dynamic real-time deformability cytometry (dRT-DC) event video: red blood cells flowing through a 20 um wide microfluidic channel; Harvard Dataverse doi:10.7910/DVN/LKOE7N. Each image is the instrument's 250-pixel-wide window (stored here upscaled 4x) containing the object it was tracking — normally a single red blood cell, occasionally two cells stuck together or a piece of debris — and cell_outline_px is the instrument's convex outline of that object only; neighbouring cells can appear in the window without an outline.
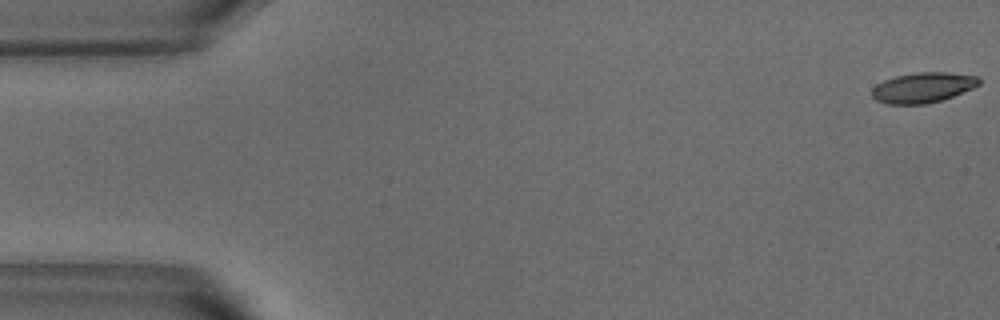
{"species": "common noctule bat (a hibernating species)", "species_latin": "Nyctalus noctula", "temperature_condition": "warm", "stored_images_in_passage": 16, "camera_frame_rate_fps": 3000, "um_per_image_px": 0.085, "animal": {"sex": "male", "body_mass_g": 18.8}, "frame": {"image": 1, "passage_image": 1, "time_ms": 0.0, "image_size_px": [1000, 320], "cell_outline_px": [[980, 84], [972, 88], [952, 96], [940, 100], [924, 104], [888, 104], [876, 100], [872, 96], [872, 88], [876, 84], [884, 80], [896, 76], [916, 72], [948, 72], [980, 76]], "centroid_in_image_um": [78.45, 7.43], "position_along_channel_um": 6.6, "area_um2": 18.84}}
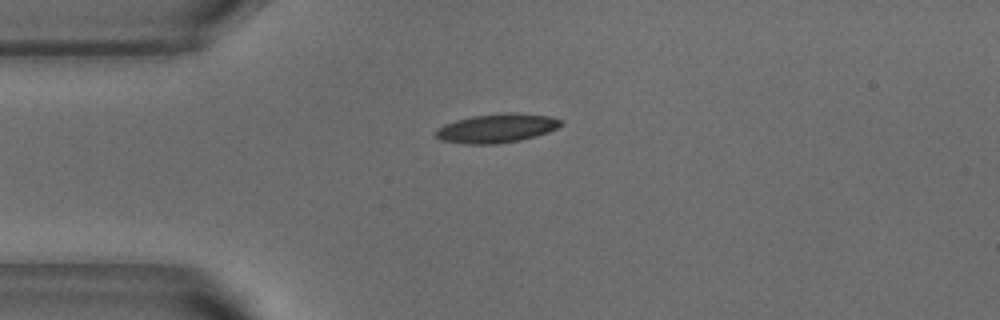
{"frame": {"image": 2, "passage_image": 13, "time_ms": 4.0, "image_size_px": [1000, 320], "cell_outline_px": [[564, 124], [548, 132], [536, 136], [520, 140], [496, 144], [464, 144], [440, 140], [436, 136], [436, 132], [444, 124], [456, 120], [472, 116], [508, 112], [512, 112], [548, 116], [564, 120]], "centroid_in_image_um": [42.25, 10.9], "position_along_channel_um": 42.7, "area_um2": 21.1}}